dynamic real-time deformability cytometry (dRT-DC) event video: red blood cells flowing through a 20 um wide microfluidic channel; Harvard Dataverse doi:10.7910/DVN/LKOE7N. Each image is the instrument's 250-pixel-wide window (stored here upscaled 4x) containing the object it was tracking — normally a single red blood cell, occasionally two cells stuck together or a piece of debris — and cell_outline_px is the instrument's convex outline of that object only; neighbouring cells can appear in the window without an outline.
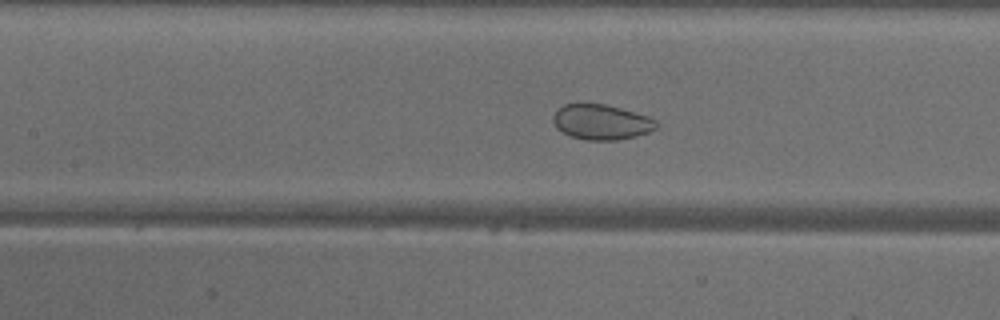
{"species": "common noctule bat (a hibernating species)", "species_latin": "Nyctalus noctula", "temperature_condition": "warm", "stored_images_in_passage": 47, "camera_frame_rate_fps": 3000, "um_per_image_px": 0.085, "animal": {"sex": "male", "body_mass_g": 18.8}, "frame": {"image": 1, "passage_image": 20, "time_ms": 6.333, "image_size_px": [1000, 320], "cell_outline_px": [[660, 124], [656, 128], [648, 132], [636, 136], [616, 140], [584, 140], [572, 136], [556, 128], [552, 120], [552, 116], [556, 108], [564, 104], [604, 104], [620, 108], [648, 116], [656, 120]], "centroid_in_image_um": [51.1, 10.37], "position_along_channel_um": 156.3, "area_um2": 21.21}}
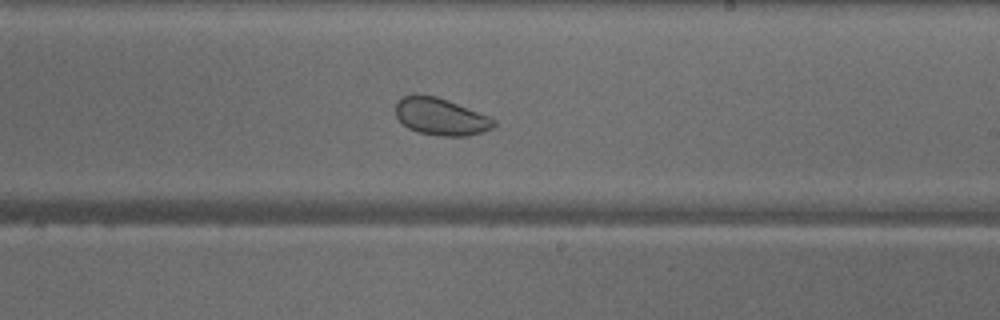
{"frame": {"image": 2, "passage_image": 27, "time_ms": 8.667, "image_size_px": [1000, 320], "cell_outline_px": [[496, 124], [492, 128], [484, 132], [468, 136], [440, 136], [420, 132], [408, 128], [396, 116], [396, 104], [404, 96], [436, 96], [448, 100], [488, 116], [496, 120]], "centroid_in_image_um": [37.51, 9.94], "position_along_channel_um": 251.5, "area_um2": 20.87}}
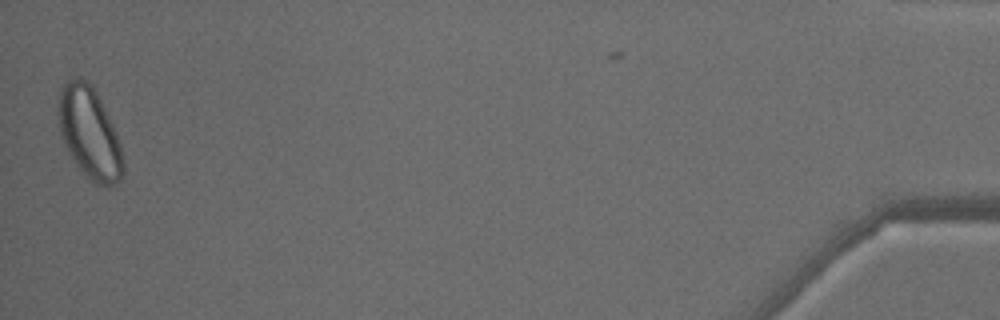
{"frame": {"image": 3, "passage_image": 47, "time_ms": 15.333, "image_size_px": [1000, 320], "cell_outline_px": [[124, 172], [120, 180], [108, 188], [96, 184], [76, 164], [68, 152], [64, 144], [60, 132], [56, 112], [60, 88], [72, 76], [84, 80], [92, 84], [116, 132], [120, 144], [124, 160]], "centroid_in_image_um": [7.59, 11.3], "position_along_channel_um": 427.6, "area_um2": 34.62}, "authors_computed_cell_mechanics": {"area_um2": 28.3798, "velocity_mm_per_s": 4.099, "shape_relaxation_time_tau1_ms": null, "shape_relaxation_time_tau2_ms": 2.1256, "deformation_change_tau1": null, "deformation_change_tau2": 0.0663}}